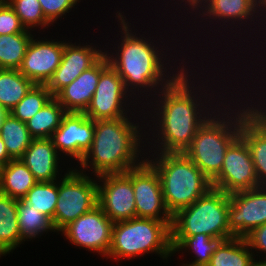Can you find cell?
I'll return each instance as SVG.
<instances>
[{"label": "cell", "mask_w": 266, "mask_h": 266, "mask_svg": "<svg viewBox=\"0 0 266 266\" xmlns=\"http://www.w3.org/2000/svg\"><path fill=\"white\" fill-rule=\"evenodd\" d=\"M257 11L262 21L266 25V0H256ZM264 18V19H263Z\"/></svg>", "instance_id": "39"}, {"label": "cell", "mask_w": 266, "mask_h": 266, "mask_svg": "<svg viewBox=\"0 0 266 266\" xmlns=\"http://www.w3.org/2000/svg\"><path fill=\"white\" fill-rule=\"evenodd\" d=\"M228 225L234 237L244 238L266 224V186L229 194Z\"/></svg>", "instance_id": "16"}, {"label": "cell", "mask_w": 266, "mask_h": 266, "mask_svg": "<svg viewBox=\"0 0 266 266\" xmlns=\"http://www.w3.org/2000/svg\"><path fill=\"white\" fill-rule=\"evenodd\" d=\"M24 244L17 219V200L0 192V258Z\"/></svg>", "instance_id": "22"}, {"label": "cell", "mask_w": 266, "mask_h": 266, "mask_svg": "<svg viewBox=\"0 0 266 266\" xmlns=\"http://www.w3.org/2000/svg\"><path fill=\"white\" fill-rule=\"evenodd\" d=\"M146 155L159 175L164 203L171 216L213 188L212 182L184 153Z\"/></svg>", "instance_id": "5"}, {"label": "cell", "mask_w": 266, "mask_h": 266, "mask_svg": "<svg viewBox=\"0 0 266 266\" xmlns=\"http://www.w3.org/2000/svg\"><path fill=\"white\" fill-rule=\"evenodd\" d=\"M97 186L98 206L113 223L136 217L131 169L97 176Z\"/></svg>", "instance_id": "14"}, {"label": "cell", "mask_w": 266, "mask_h": 266, "mask_svg": "<svg viewBox=\"0 0 266 266\" xmlns=\"http://www.w3.org/2000/svg\"><path fill=\"white\" fill-rule=\"evenodd\" d=\"M229 204V194L211 188L193 204L172 216L171 237L205 234L221 240L233 238L228 225Z\"/></svg>", "instance_id": "7"}, {"label": "cell", "mask_w": 266, "mask_h": 266, "mask_svg": "<svg viewBox=\"0 0 266 266\" xmlns=\"http://www.w3.org/2000/svg\"><path fill=\"white\" fill-rule=\"evenodd\" d=\"M34 85L19 70L0 69V106L8 113Z\"/></svg>", "instance_id": "26"}, {"label": "cell", "mask_w": 266, "mask_h": 266, "mask_svg": "<svg viewBox=\"0 0 266 266\" xmlns=\"http://www.w3.org/2000/svg\"><path fill=\"white\" fill-rule=\"evenodd\" d=\"M17 219L21 239L31 241L43 233L55 232L51 220L38 210L31 207L23 199L17 200Z\"/></svg>", "instance_id": "29"}, {"label": "cell", "mask_w": 266, "mask_h": 266, "mask_svg": "<svg viewBox=\"0 0 266 266\" xmlns=\"http://www.w3.org/2000/svg\"><path fill=\"white\" fill-rule=\"evenodd\" d=\"M191 60V63L193 62L191 65L187 66V68H185L168 86L159 90L155 97L150 99V103L148 102L143 106V108L146 110L147 108L149 110L152 108L150 111L145 110V115L148 114L147 117L149 118V122L146 121V127H150L147 129L148 132L146 131V141H151L146 142L147 145L150 144L148 145L146 151L151 146L148 150L149 155L151 152L184 153L190 147L199 127L208 119V117L217 111L218 107L221 106L226 99H228L227 97H230V93L232 94L236 91L234 90L236 88H233L232 86L233 84L231 79H229L231 82L227 87L226 79L223 77L226 76L227 73L224 75L220 74V78L223 80L219 79L220 81H217V83L219 82L218 88H216V84H208V82H210L209 78H203V76L201 77L200 75L204 73L203 71L205 68L207 71L211 72V70H208L207 65L205 67L203 62L200 63L198 61L197 63L196 61H193L194 59H192V57ZM194 63H197V66L194 67L197 68V71H199L198 69L202 67L199 73H197L196 69L192 67ZM223 81L225 83H223ZM221 83H223L222 86ZM212 85H214L213 87L218 90L213 89ZM225 88L226 90H224ZM227 89L229 92H226L228 91ZM231 89L234 91L230 92ZM217 91H219V93ZM226 94L228 95L226 96ZM214 101L217 102L215 103ZM152 125L154 126L152 127ZM150 135L151 138L149 137ZM152 140H154V142Z\"/></svg>", "instance_id": "1"}, {"label": "cell", "mask_w": 266, "mask_h": 266, "mask_svg": "<svg viewBox=\"0 0 266 266\" xmlns=\"http://www.w3.org/2000/svg\"><path fill=\"white\" fill-rule=\"evenodd\" d=\"M37 182L29 168L20 159H12L2 166L0 192L16 200L23 199Z\"/></svg>", "instance_id": "23"}, {"label": "cell", "mask_w": 266, "mask_h": 266, "mask_svg": "<svg viewBox=\"0 0 266 266\" xmlns=\"http://www.w3.org/2000/svg\"><path fill=\"white\" fill-rule=\"evenodd\" d=\"M61 177V180L58 179V199L51 221L55 232H60L98 205L97 178L73 167L68 168Z\"/></svg>", "instance_id": "8"}, {"label": "cell", "mask_w": 266, "mask_h": 266, "mask_svg": "<svg viewBox=\"0 0 266 266\" xmlns=\"http://www.w3.org/2000/svg\"><path fill=\"white\" fill-rule=\"evenodd\" d=\"M113 222L97 205L93 210L78 217L61 231V235L74 246L107 257L111 245Z\"/></svg>", "instance_id": "13"}, {"label": "cell", "mask_w": 266, "mask_h": 266, "mask_svg": "<svg viewBox=\"0 0 266 266\" xmlns=\"http://www.w3.org/2000/svg\"><path fill=\"white\" fill-rule=\"evenodd\" d=\"M179 1H180V4H179ZM206 0H178L177 2L175 1L174 3H172L171 5H177V8H178V6H180L179 8H182V9H186L188 12L186 13V15L185 16H188L187 14H190V16L192 17V15H193V13L195 12V11H197V9L205 2ZM184 5H183V4ZM183 7H182V6ZM185 6V7H184ZM189 8H188V7ZM191 12H190V11ZM192 14V15H191Z\"/></svg>", "instance_id": "37"}, {"label": "cell", "mask_w": 266, "mask_h": 266, "mask_svg": "<svg viewBox=\"0 0 266 266\" xmlns=\"http://www.w3.org/2000/svg\"><path fill=\"white\" fill-rule=\"evenodd\" d=\"M6 113L7 112L0 106V129H1V125H2V119L6 115Z\"/></svg>", "instance_id": "41"}, {"label": "cell", "mask_w": 266, "mask_h": 266, "mask_svg": "<svg viewBox=\"0 0 266 266\" xmlns=\"http://www.w3.org/2000/svg\"><path fill=\"white\" fill-rule=\"evenodd\" d=\"M0 136L12 159H19L34 139L26 123L14 118L10 113H6L2 119Z\"/></svg>", "instance_id": "28"}, {"label": "cell", "mask_w": 266, "mask_h": 266, "mask_svg": "<svg viewBox=\"0 0 266 266\" xmlns=\"http://www.w3.org/2000/svg\"><path fill=\"white\" fill-rule=\"evenodd\" d=\"M94 138V120L85 113L67 112L50 139L62 157L75 159L79 164L91 148ZM65 157H64V156Z\"/></svg>", "instance_id": "17"}, {"label": "cell", "mask_w": 266, "mask_h": 266, "mask_svg": "<svg viewBox=\"0 0 266 266\" xmlns=\"http://www.w3.org/2000/svg\"><path fill=\"white\" fill-rule=\"evenodd\" d=\"M244 238H245L246 242L248 243L250 249L253 251L254 257L255 256L258 257V254L259 253L262 254V252H263L265 254L264 256L266 258V224H263V225L255 228V229H253ZM254 250L256 251V253H254L255 252ZM258 261H262V262L266 263V259L262 260V259H260V256H259Z\"/></svg>", "instance_id": "36"}, {"label": "cell", "mask_w": 266, "mask_h": 266, "mask_svg": "<svg viewBox=\"0 0 266 266\" xmlns=\"http://www.w3.org/2000/svg\"><path fill=\"white\" fill-rule=\"evenodd\" d=\"M12 158L8 155L5 144L0 136V164L5 166Z\"/></svg>", "instance_id": "38"}, {"label": "cell", "mask_w": 266, "mask_h": 266, "mask_svg": "<svg viewBox=\"0 0 266 266\" xmlns=\"http://www.w3.org/2000/svg\"><path fill=\"white\" fill-rule=\"evenodd\" d=\"M242 87L245 88L243 89ZM239 88L242 89L240 91L237 90L236 92L238 93L234 92L236 100L234 99L233 93L230 94L231 97H228V99L222 103V106L218 107L217 112L215 111L199 127L190 147L184 152V154L203 172V174L210 181H212L220 173L226 150L228 149L229 145L240 135V92L242 91L244 95V93L247 91V87L244 86L242 82V86L238 87L237 89ZM237 94L240 95L238 98ZM229 98H232L233 100H230Z\"/></svg>", "instance_id": "4"}, {"label": "cell", "mask_w": 266, "mask_h": 266, "mask_svg": "<svg viewBox=\"0 0 266 266\" xmlns=\"http://www.w3.org/2000/svg\"><path fill=\"white\" fill-rule=\"evenodd\" d=\"M31 32L25 29L14 9L6 0L0 3V35Z\"/></svg>", "instance_id": "35"}, {"label": "cell", "mask_w": 266, "mask_h": 266, "mask_svg": "<svg viewBox=\"0 0 266 266\" xmlns=\"http://www.w3.org/2000/svg\"><path fill=\"white\" fill-rule=\"evenodd\" d=\"M221 239H215L205 234H197L189 237H171L173 254L179 251L183 254L194 253V261L182 263L181 266H207L216 247L221 242ZM191 249V250H190ZM189 250V251H188Z\"/></svg>", "instance_id": "25"}, {"label": "cell", "mask_w": 266, "mask_h": 266, "mask_svg": "<svg viewBox=\"0 0 266 266\" xmlns=\"http://www.w3.org/2000/svg\"><path fill=\"white\" fill-rule=\"evenodd\" d=\"M14 9L25 29L34 31L37 28H48L52 24L42 11L38 0H6ZM32 28H34L32 30Z\"/></svg>", "instance_id": "33"}, {"label": "cell", "mask_w": 266, "mask_h": 266, "mask_svg": "<svg viewBox=\"0 0 266 266\" xmlns=\"http://www.w3.org/2000/svg\"><path fill=\"white\" fill-rule=\"evenodd\" d=\"M137 102L139 103L126 90L124 81L117 71L109 64L100 73L96 91L84 113L94 121L136 117L135 114L139 112L136 110L141 109Z\"/></svg>", "instance_id": "10"}, {"label": "cell", "mask_w": 266, "mask_h": 266, "mask_svg": "<svg viewBox=\"0 0 266 266\" xmlns=\"http://www.w3.org/2000/svg\"><path fill=\"white\" fill-rule=\"evenodd\" d=\"M197 10L198 11H195V13H193V14L196 16L198 14V16H197L198 18L201 17L199 19L200 22L198 20H197V22L193 20V22L195 24H197V23L200 24V23L204 22L203 24L206 23L207 25L209 23H210L209 25H211V24L217 25V23H218V25L215 26L218 30L215 28L214 31H212V33L215 32V30H216V31L220 32V35H222L225 38L227 36H224V34H221L222 32L220 31L221 30L220 27H222L223 29L226 28L227 31H230L231 33H229V34H231L230 36L233 35L235 37L234 39H236V37H238V35L241 33V30H244V29L246 30V27H248L249 25H251L248 27V28H250V30L248 28H247V30L250 32L246 31V33H245V30H244L243 33L240 34L241 36H242V34L249 35L248 37H245L246 39L249 37L250 38L253 37V36H251V31H253L252 35H256L257 31H259V32L261 31L260 29H262V31L265 30V32H266V26L263 24L264 22L260 18L258 11H257L256 0H206ZM260 20L262 23L259 22ZM257 21H258V23H257ZM214 22H216V23H214ZM235 23L238 25H236ZM252 24L254 26V29L251 28ZM259 24H261V25H259ZM239 25H240V27H239ZM255 25H258L257 27H259L258 28L259 30L256 29L257 27ZM262 25L265 29L262 27ZM218 26H220V27H218ZM243 26L245 27L244 29H243ZM237 28H240V29L237 30ZM236 31H239V33ZM254 31H256V32H254ZM234 32H236V33L232 34ZM247 32L250 34H248ZM237 33H238V35H236ZM264 37L266 38V35Z\"/></svg>", "instance_id": "9"}, {"label": "cell", "mask_w": 266, "mask_h": 266, "mask_svg": "<svg viewBox=\"0 0 266 266\" xmlns=\"http://www.w3.org/2000/svg\"><path fill=\"white\" fill-rule=\"evenodd\" d=\"M46 85H34L24 98L8 113L26 123L52 98Z\"/></svg>", "instance_id": "32"}, {"label": "cell", "mask_w": 266, "mask_h": 266, "mask_svg": "<svg viewBox=\"0 0 266 266\" xmlns=\"http://www.w3.org/2000/svg\"><path fill=\"white\" fill-rule=\"evenodd\" d=\"M33 32L0 35V69L19 70Z\"/></svg>", "instance_id": "30"}, {"label": "cell", "mask_w": 266, "mask_h": 266, "mask_svg": "<svg viewBox=\"0 0 266 266\" xmlns=\"http://www.w3.org/2000/svg\"><path fill=\"white\" fill-rule=\"evenodd\" d=\"M250 266H266V263L262 261H258V258H257V260L255 259Z\"/></svg>", "instance_id": "40"}, {"label": "cell", "mask_w": 266, "mask_h": 266, "mask_svg": "<svg viewBox=\"0 0 266 266\" xmlns=\"http://www.w3.org/2000/svg\"><path fill=\"white\" fill-rule=\"evenodd\" d=\"M171 224L172 221L138 217L115 222L107 260L112 258L118 263L121 259L129 260L154 253L168 262L174 256Z\"/></svg>", "instance_id": "6"}, {"label": "cell", "mask_w": 266, "mask_h": 266, "mask_svg": "<svg viewBox=\"0 0 266 266\" xmlns=\"http://www.w3.org/2000/svg\"><path fill=\"white\" fill-rule=\"evenodd\" d=\"M108 65V59L104 55L94 66L83 71L55 96L66 112L84 113L86 111L96 91L100 73Z\"/></svg>", "instance_id": "20"}, {"label": "cell", "mask_w": 266, "mask_h": 266, "mask_svg": "<svg viewBox=\"0 0 266 266\" xmlns=\"http://www.w3.org/2000/svg\"><path fill=\"white\" fill-rule=\"evenodd\" d=\"M35 38L32 37L27 47L19 71L35 85H47L60 65L64 44L67 41Z\"/></svg>", "instance_id": "19"}, {"label": "cell", "mask_w": 266, "mask_h": 266, "mask_svg": "<svg viewBox=\"0 0 266 266\" xmlns=\"http://www.w3.org/2000/svg\"><path fill=\"white\" fill-rule=\"evenodd\" d=\"M131 182L135 196L136 217L172 221L156 169L145 159L131 168Z\"/></svg>", "instance_id": "15"}, {"label": "cell", "mask_w": 266, "mask_h": 266, "mask_svg": "<svg viewBox=\"0 0 266 266\" xmlns=\"http://www.w3.org/2000/svg\"><path fill=\"white\" fill-rule=\"evenodd\" d=\"M115 15L116 20L118 19L117 22H119L118 26L120 25L121 31H119V33L121 35L119 40L116 41L117 43L114 44L115 48L114 45H112V50L114 49L115 51H106L105 48L104 55L107 57L109 64L117 71L118 75L124 81L126 90L135 100L140 101V105L143 104L141 106H144V104L148 103L150 100L149 98L153 99L159 90L168 86L187 67V64L189 65L190 61L186 59L188 54L184 57L183 55L185 53L183 51L181 52V50H175L174 45L176 44H173L174 53L176 52V56L177 53L180 54L178 57L181 58L182 56L183 59L173 56L171 53L172 47L167 46L168 42L163 44V42H165L164 39L163 41H161L160 38L155 40L154 35L146 38L144 34H140L139 32L136 34L135 30L137 29H134L133 32L132 24L126 18V14L124 15V11L121 12L119 10ZM167 52L169 55L171 53V55L169 56ZM171 57H173L172 60H170ZM174 58L178 60H174ZM179 60L182 62L180 63ZM185 60L188 62H185ZM166 61L169 62L166 63ZM176 61L177 63L179 61V66L175 65ZM170 62L174 63L169 64ZM144 99L147 102L143 101ZM142 101L144 103H142Z\"/></svg>", "instance_id": "2"}, {"label": "cell", "mask_w": 266, "mask_h": 266, "mask_svg": "<svg viewBox=\"0 0 266 266\" xmlns=\"http://www.w3.org/2000/svg\"><path fill=\"white\" fill-rule=\"evenodd\" d=\"M44 16L53 24L72 11L81 0H38Z\"/></svg>", "instance_id": "34"}, {"label": "cell", "mask_w": 266, "mask_h": 266, "mask_svg": "<svg viewBox=\"0 0 266 266\" xmlns=\"http://www.w3.org/2000/svg\"><path fill=\"white\" fill-rule=\"evenodd\" d=\"M60 157L50 138H38L32 140L19 159L29 168L37 181L52 182L63 175L64 170L59 164L64 159Z\"/></svg>", "instance_id": "21"}, {"label": "cell", "mask_w": 266, "mask_h": 266, "mask_svg": "<svg viewBox=\"0 0 266 266\" xmlns=\"http://www.w3.org/2000/svg\"><path fill=\"white\" fill-rule=\"evenodd\" d=\"M66 113L59 101L52 97L41 110L26 122L30 135L34 139L50 138L60 126Z\"/></svg>", "instance_id": "27"}, {"label": "cell", "mask_w": 266, "mask_h": 266, "mask_svg": "<svg viewBox=\"0 0 266 266\" xmlns=\"http://www.w3.org/2000/svg\"><path fill=\"white\" fill-rule=\"evenodd\" d=\"M69 41L64 44L60 65L46 85L53 97L74 81L83 71L94 66L105 54V49H101L100 44V47L98 45L96 47L92 42L90 44L79 42L78 44V42L72 43Z\"/></svg>", "instance_id": "18"}, {"label": "cell", "mask_w": 266, "mask_h": 266, "mask_svg": "<svg viewBox=\"0 0 266 266\" xmlns=\"http://www.w3.org/2000/svg\"><path fill=\"white\" fill-rule=\"evenodd\" d=\"M57 199L58 180L52 182L38 181L23 198L27 204L46 215L51 221L54 218Z\"/></svg>", "instance_id": "31"}, {"label": "cell", "mask_w": 266, "mask_h": 266, "mask_svg": "<svg viewBox=\"0 0 266 266\" xmlns=\"http://www.w3.org/2000/svg\"><path fill=\"white\" fill-rule=\"evenodd\" d=\"M247 90L250 93L247 91L245 97L241 93L240 136L249 147L260 186H266V108L257 100L258 97L251 95L253 91Z\"/></svg>", "instance_id": "12"}, {"label": "cell", "mask_w": 266, "mask_h": 266, "mask_svg": "<svg viewBox=\"0 0 266 266\" xmlns=\"http://www.w3.org/2000/svg\"><path fill=\"white\" fill-rule=\"evenodd\" d=\"M211 182L226 194L260 187L249 147L240 135L229 145L222 169Z\"/></svg>", "instance_id": "11"}, {"label": "cell", "mask_w": 266, "mask_h": 266, "mask_svg": "<svg viewBox=\"0 0 266 266\" xmlns=\"http://www.w3.org/2000/svg\"><path fill=\"white\" fill-rule=\"evenodd\" d=\"M141 108L136 115L138 117L95 120L91 148L77 164L80 166L76 169L85 174L86 171L92 170L93 176L97 177L104 174L124 173L141 164L147 156L145 154L147 151L144 149L147 147L146 130H143L147 129L145 125L147 117L143 106Z\"/></svg>", "instance_id": "3"}, {"label": "cell", "mask_w": 266, "mask_h": 266, "mask_svg": "<svg viewBox=\"0 0 266 266\" xmlns=\"http://www.w3.org/2000/svg\"><path fill=\"white\" fill-rule=\"evenodd\" d=\"M254 260L245 238L233 237L218 244L207 266H250Z\"/></svg>", "instance_id": "24"}]
</instances>
